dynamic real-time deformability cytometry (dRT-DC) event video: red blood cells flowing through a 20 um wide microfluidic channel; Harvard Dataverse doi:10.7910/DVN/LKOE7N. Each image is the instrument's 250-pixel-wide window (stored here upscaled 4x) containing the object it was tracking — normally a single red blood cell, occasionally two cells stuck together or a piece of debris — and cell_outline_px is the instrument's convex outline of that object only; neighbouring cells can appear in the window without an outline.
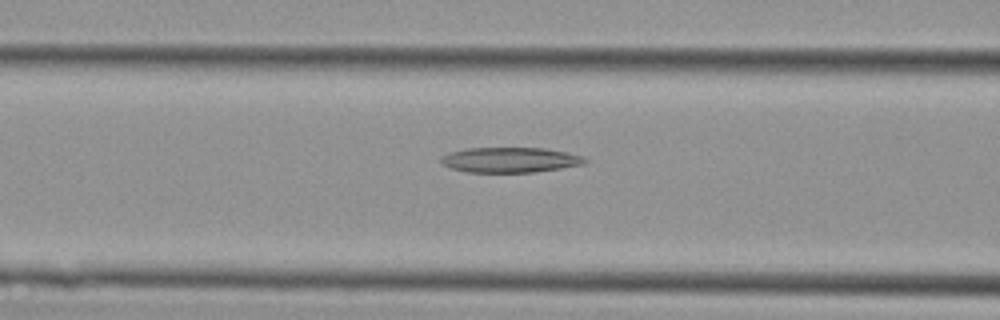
{"species": "Egyptian fruit bat (a non-hibernating species)", "species_latin": "Rousettus aegyptiacus", "temperature_condition": "cold", "stored_images_in_passage": 26, "camera_frame_rate_fps": 3000, "um_per_image_px": 0.085, "animal": {"sex": "female"}, "frame": {"image": 1, "passage_image": 8, "time_ms": 2.333, "image_size_px": [1000, 320], "cell_outline_px": [[588, 160], [584, 164], [560, 168], [532, 172], [468, 172], [452, 168], [444, 164], [440, 160], [440, 156], [448, 152], [468, 148], [544, 148], [564, 152], [580, 156]], "centroid_in_image_um": [43.31, 13.58], "position_along_channel_um": 123.3, "area_um2": 20.87}}
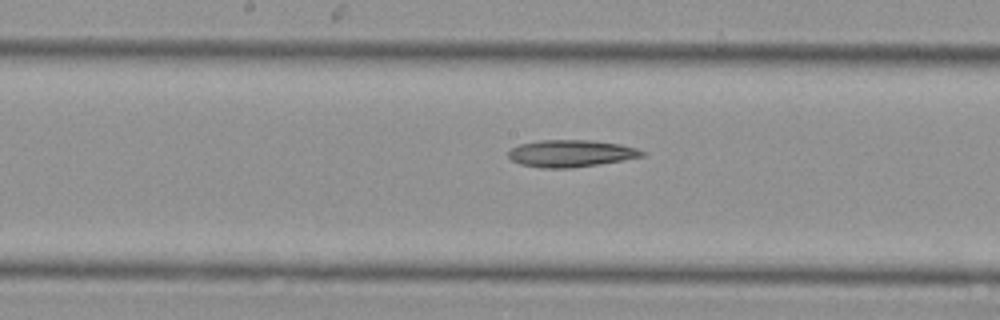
{"frame": {"image": 2, "passage_image": 13, "time_ms": 4.0, "image_size_px": [1000, 320], "cell_outline_px": [[648, 152], [644, 156], [572, 168], [540, 168], [520, 164], [512, 160], [508, 156], [508, 152], [512, 148], [520, 144], [540, 140], [592, 140], [620, 144], [636, 148]], "centroid_in_image_um": [48.52, 13.03], "position_along_channel_um": 199.7, "area_um2": 20.98}}
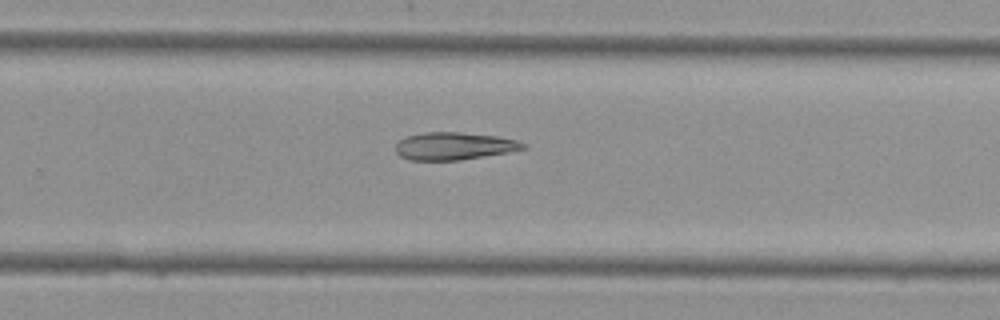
{"frame": {"image": 3, "passage_image": 19, "time_ms": 6.0, "image_size_px": [1000, 320], "cell_outline_px": [[528, 148], [508, 152], [460, 160], [408, 160], [400, 156], [396, 152], [396, 144], [400, 140], [408, 136], [424, 132], [460, 132], [496, 136], [516, 140], [528, 144]], "centroid_in_image_um": [38.61, 12.41], "position_along_channel_um": 291.2, "area_um2": 20.46}}